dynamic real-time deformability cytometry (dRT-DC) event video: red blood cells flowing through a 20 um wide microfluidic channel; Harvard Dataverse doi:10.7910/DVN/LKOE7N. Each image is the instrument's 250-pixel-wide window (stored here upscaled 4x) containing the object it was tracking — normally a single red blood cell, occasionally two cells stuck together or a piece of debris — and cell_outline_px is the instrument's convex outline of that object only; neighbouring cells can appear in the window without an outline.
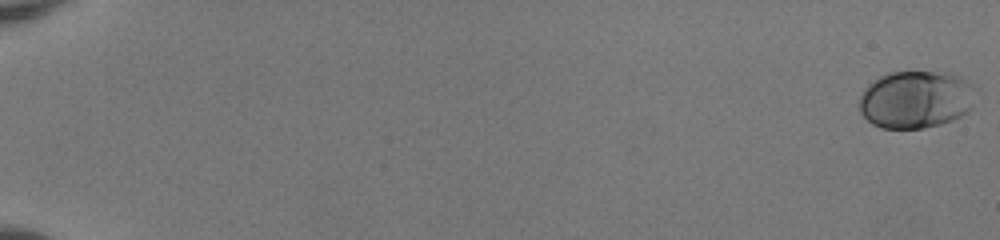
{"species": "human", "species_latin": "Homo sapiens", "temperature_condition": "room temperature", "stored_images_in_passage": 55, "camera_frame_rate_fps": 3000, "um_per_image_px": 0.085, "donor": {"sex": "female"}, "frame": {"image": 1, "passage_image": 1, "time_ms": 0.0, "image_size_px": [1000, 240], "cell_outline_px": [[972, 108], [968, 112], [952, 120], [940, 124], [924, 128], [880, 128], [872, 124], [860, 112], [860, 96], [864, 88], [868, 84], [880, 76], [892, 72], [948, 72], [960, 76], [968, 80], [972, 84]], "centroid_in_image_um": [77.83, 8.45], "position_along_channel_um": 7.2, "area_um2": 39.02}}
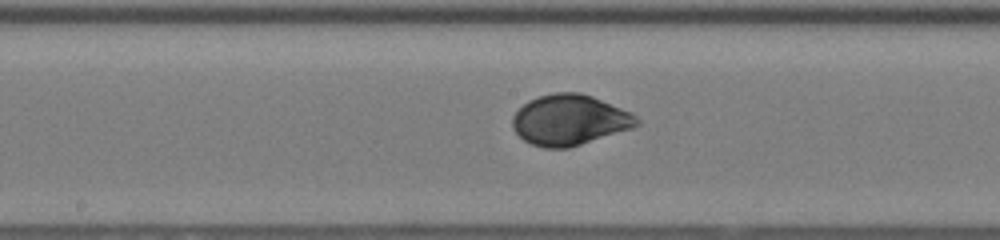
{"frame": {"image": 2, "passage_image": 32, "time_ms": 10.333, "image_size_px": [1000, 240], "cell_outline_px": [[640, 124], [632, 128], [568, 148], [544, 148], [532, 144], [524, 140], [512, 128], [512, 116], [528, 100], [540, 96], [556, 92], [580, 92], [592, 96], [632, 112], [640, 120]], "centroid_in_image_um": [48.42, 10.19], "position_along_channel_um": 199.8, "area_um2": 36.53}}
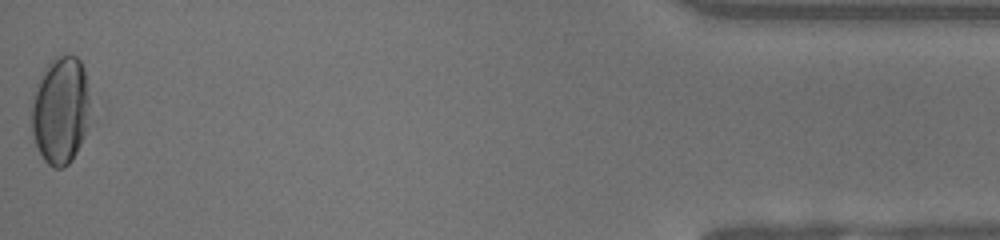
{"frame": {"image": 3, "passage_image": 55, "time_ms": 18.0, "image_size_px": [1000, 240], "cell_outline_px": [[92, 104], [84, 136], [72, 160], [64, 168], [56, 168], [48, 164], [44, 160], [36, 144], [32, 132], [32, 104], [36, 84], [44, 68], [56, 56], [76, 56], [80, 60], [84, 68]], "centroid_in_image_um": [5.17, 9.36], "position_along_channel_um": 430.0, "area_um2": 36.93}, "authors_computed_cell_mechanics": {"area_um2": 35.7782, "velocity_mm_per_s": 3.9663, "shape_relaxation_time_tau1_ms": 4.6983, "shape_relaxation_time_tau2_ms": null, "deformation_change_tau1": 0.1685, "deformation_change_tau2": null}}